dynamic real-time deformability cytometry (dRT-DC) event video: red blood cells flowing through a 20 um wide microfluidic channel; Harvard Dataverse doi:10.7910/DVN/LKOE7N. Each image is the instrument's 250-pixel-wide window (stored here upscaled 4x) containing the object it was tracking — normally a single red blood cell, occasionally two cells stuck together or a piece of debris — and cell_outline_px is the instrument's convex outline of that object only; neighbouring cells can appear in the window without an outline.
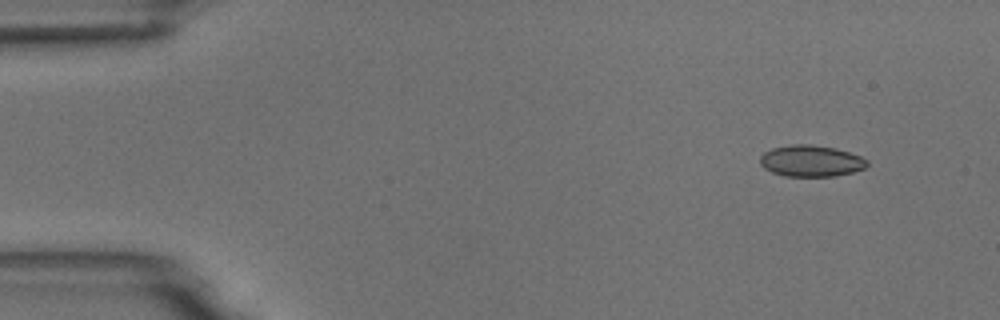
{"species": "common noctule bat (a hibernating species)", "species_latin": "Nyctalus noctula", "temperature_condition": "room temperature", "stored_images_in_passage": 4, "camera_frame_rate_fps": 3000, "um_per_image_px": 0.085, "animal": {"sex": "male", "body_mass_g": 18.8}, "frame": {"image": 1, "passage_image": 1, "time_ms": 0.0, "image_size_px": [1000, 320], "cell_outline_px": [[868, 164], [864, 168], [852, 172], [836, 176], [784, 176], [772, 172], [764, 168], [760, 164], [760, 156], [764, 152], [772, 148], [792, 144], [808, 144], [836, 148], [860, 156], [868, 160]], "centroid_in_image_um": [68.92, 13.68], "position_along_channel_um": 16.1, "area_um2": 19.59}}